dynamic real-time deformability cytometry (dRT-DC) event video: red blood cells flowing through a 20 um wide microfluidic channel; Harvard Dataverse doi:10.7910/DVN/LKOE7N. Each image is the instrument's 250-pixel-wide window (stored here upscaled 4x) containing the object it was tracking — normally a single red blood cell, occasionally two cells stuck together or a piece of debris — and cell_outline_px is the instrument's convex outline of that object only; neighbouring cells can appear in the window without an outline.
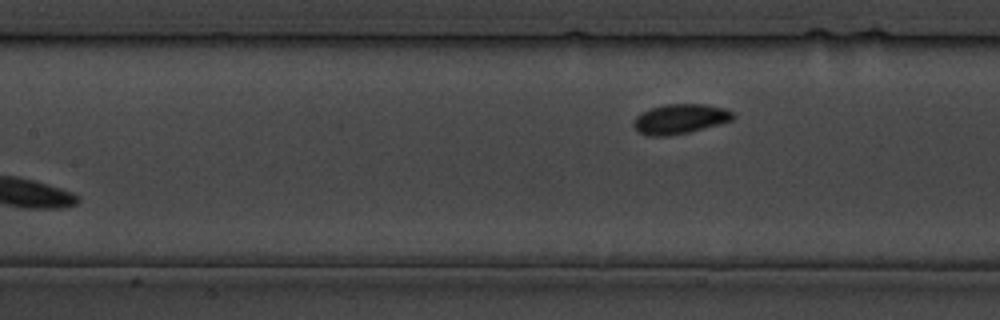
{"species": "common noctule bat (a hibernating species)", "species_latin": "Nyctalus noctula", "temperature_condition": "cold", "stored_images_in_passage": 10, "segment_of_instrument_passage": [2, 2], "camera_frame_rate_fps": 3000, "um_per_image_px": 0.085, "animal": {"sex": "male", "body_mass_g": 19.5, "forearm_length_mm": 54.6}, "frame": {"image": 1, "passage_image": 10, "time_ms": 11.667, "image_size_px": [1000, 320], "cell_outline_px": [[736, 116], [732, 120], [720, 124], [688, 132], [668, 136], [648, 136], [636, 132], [632, 124], [636, 116], [652, 108], [664, 104], [704, 104], [724, 108], [732, 112]], "centroid_in_image_um": [57.78, 10.12], "position_along_channel_um": 149.6, "area_um2": 17.28}}